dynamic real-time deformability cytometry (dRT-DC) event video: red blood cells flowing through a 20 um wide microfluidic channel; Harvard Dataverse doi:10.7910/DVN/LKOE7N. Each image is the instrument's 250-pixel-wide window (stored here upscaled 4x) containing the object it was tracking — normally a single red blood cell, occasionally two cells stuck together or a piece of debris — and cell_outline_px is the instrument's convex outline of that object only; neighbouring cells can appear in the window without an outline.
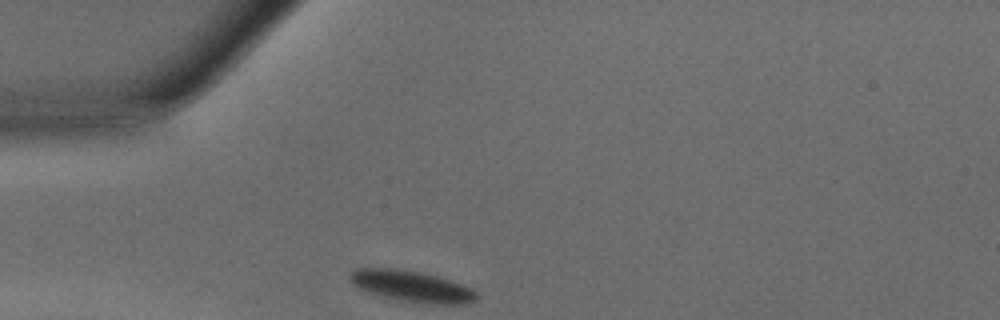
{"species": "common noctule bat (a hibernating species)", "species_latin": "Nyctalus noctula", "temperature_condition": "warm", "stored_images_in_passage": 25, "camera_frame_rate_fps": 3000, "um_per_image_px": 0.085, "animal": {"sex": "male", "body_mass_g": 15.6}, "frame": {"image": 1, "passage_image": 1, "time_ms": 0.0, "image_size_px": [1000, 320], "cell_outline_px": [[480, 296], [476, 300], [468, 304], [420, 304], [400, 300], [368, 292], [352, 284], [348, 280], [348, 276], [356, 268], [396, 268], [420, 272], [436, 276], [472, 288]], "centroid_in_image_um": [35.01, 24.34], "position_along_channel_um": 50.0, "area_um2": 23.12}}
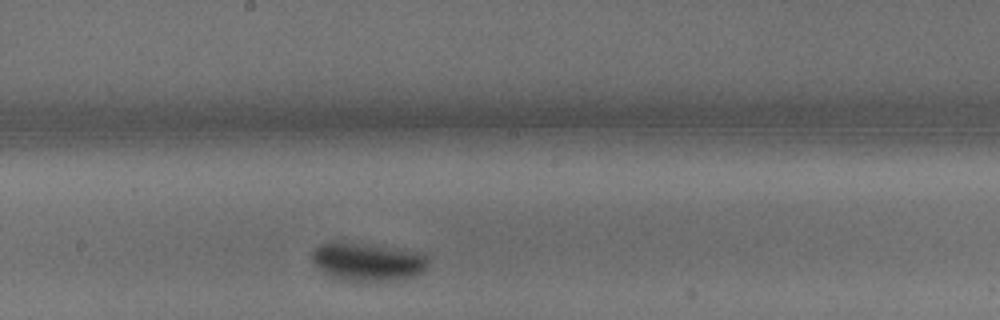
{"frame": {"image": 2, "passage_image": 14, "time_ms": 4.333, "image_size_px": [1000, 320], "cell_outline_px": [[428, 268], [412, 276], [376, 284], [364, 284], [340, 280], [320, 272], [316, 268], [312, 260], [312, 252], [320, 244], [328, 240], [344, 240], [416, 252], [428, 256]], "centroid_in_image_um": [31.16, 22.28], "position_along_channel_um": 217.0, "area_um2": 27.05}}
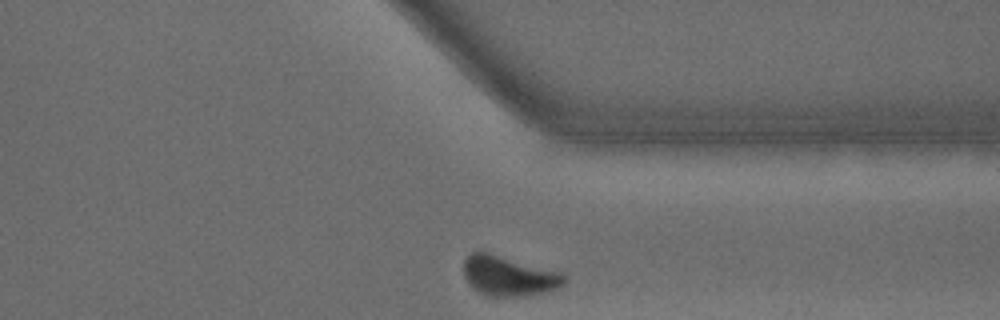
{"frame": {"image": 3, "passage_image": 25, "time_ms": 8.0, "image_size_px": [1000, 320], "cell_outline_px": [[564, 284], [560, 288], [544, 292], [520, 296], [488, 296], [472, 288], [468, 284], [464, 276], [464, 260], [472, 252], [488, 252], [564, 272]], "centroid_in_image_um": [43.25, 23.45], "position_along_channel_um": 368.1, "area_um2": 23.52}, "authors_computed_cell_mechanics": {"area_um2": 24.4494, "velocity_mm_per_s": 4.1397, "shape_relaxation_time_tau1_ms": 2.6184, "shape_relaxation_time_tau2_ms": null, "deformation_change_tau1": 0.1231, "deformation_change_tau2": null}}